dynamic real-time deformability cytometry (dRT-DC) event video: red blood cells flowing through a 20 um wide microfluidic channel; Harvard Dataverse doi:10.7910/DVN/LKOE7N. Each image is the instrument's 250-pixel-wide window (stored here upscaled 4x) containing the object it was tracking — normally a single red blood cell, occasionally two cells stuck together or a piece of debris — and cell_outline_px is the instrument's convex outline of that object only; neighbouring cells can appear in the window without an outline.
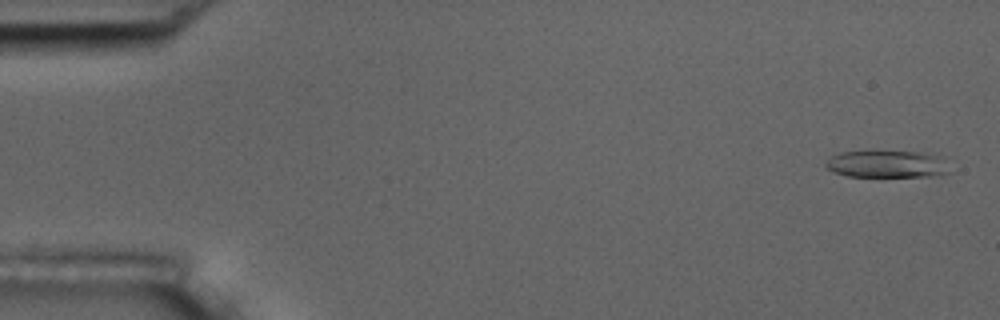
{"species": "common noctule bat (a hibernating species)", "species_latin": "Nyctalus noctula", "temperature_condition": "room temperature", "stored_images_in_passage": 5, "camera_frame_rate_fps": 3000, "um_per_image_px": 0.085, "animal": {"sex": "male", "body_mass_g": 17.5, "forearm_length_mm": 52.3}, "frame": {"image": 1, "passage_image": 1, "time_ms": 0.0, "image_size_px": [1000, 320], "cell_outline_px": [[952, 172], [940, 176], [848, 176], [836, 172], [828, 168], [824, 164], [832, 156], [840, 152], [920, 152], [944, 156]], "centroid_in_image_um": [75.53, 13.95], "position_along_channel_um": 9.5, "area_um2": 19.59}}